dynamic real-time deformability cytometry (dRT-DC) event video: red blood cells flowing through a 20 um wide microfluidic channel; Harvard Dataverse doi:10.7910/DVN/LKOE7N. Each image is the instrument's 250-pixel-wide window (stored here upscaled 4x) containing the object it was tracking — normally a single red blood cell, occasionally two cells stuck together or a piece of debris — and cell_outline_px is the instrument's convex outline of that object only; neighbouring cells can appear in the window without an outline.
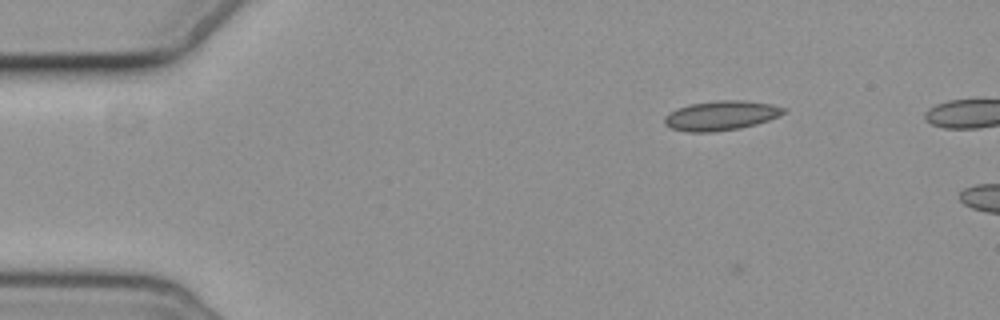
{"species": "common noctule bat (a hibernating species)", "species_latin": "Nyctalus noctula", "temperature_condition": "cold", "stored_images_in_passage": 6, "camera_frame_rate_fps": 3000, "um_per_image_px": 0.085, "animal": {"sex": "female", "body_mass_g": 19.3, "forearm_length_mm": 54.1}, "frame": {"image": 1, "passage_image": 3, "time_ms": 2.0, "image_size_px": [1000, 320], "cell_outline_px": [[788, 112], [780, 116], [756, 124], [740, 128], [712, 132], [688, 132], [672, 128], [664, 124], [664, 116], [676, 108], [692, 104], [716, 100], [744, 100], [772, 104], [788, 108]], "centroid_in_image_um": [61.33, 9.81], "position_along_channel_um": 23.7, "area_um2": 20.69}}